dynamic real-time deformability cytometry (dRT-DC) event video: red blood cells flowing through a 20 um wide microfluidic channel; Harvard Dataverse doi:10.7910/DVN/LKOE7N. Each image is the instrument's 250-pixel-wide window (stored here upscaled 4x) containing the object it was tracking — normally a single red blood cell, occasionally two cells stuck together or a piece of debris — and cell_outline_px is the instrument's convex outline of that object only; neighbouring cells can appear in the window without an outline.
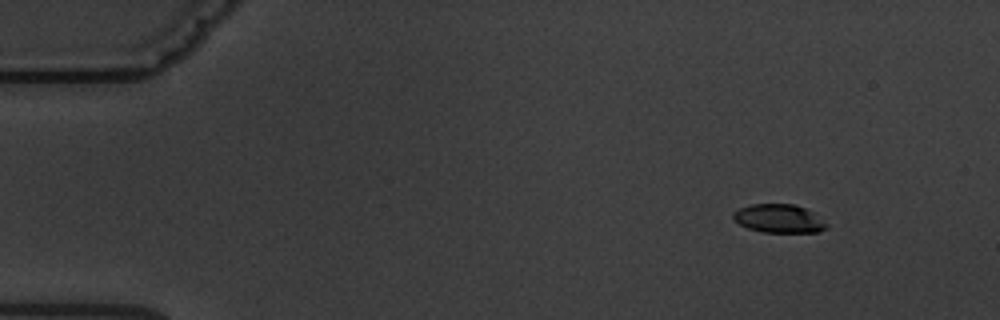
{"species": "common noctule bat (a hibernating species)", "species_latin": "Nyctalus noctula", "temperature_condition": "warm", "stored_images_in_passage": 4, "camera_frame_rate_fps": 3000, "um_per_image_px": 0.085, "animal": {"sex": "male", "body_mass_g": 19.5, "forearm_length_mm": 54.6}, "frame": {"image": 1, "passage_image": 1, "time_ms": 0.0, "image_size_px": [1000, 320], "cell_outline_px": [[828, 228], [820, 232], [764, 232], [748, 228], [740, 224], [732, 216], [732, 212], [748, 204], [796, 204], [812, 212], [828, 224]], "centroid_in_image_um": [66.22, 18.57], "position_along_channel_um": 18.8, "area_um2": 15.49}}
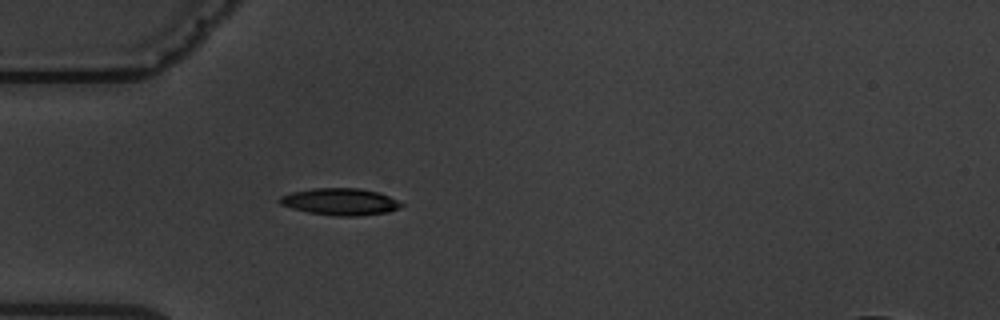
{"frame": {"image": 2, "passage_image": 4, "time_ms": 3.667, "image_size_px": [1000, 320], "cell_outline_px": [[404, 204], [400, 208], [388, 212], [360, 216], [336, 216], [308, 212], [292, 208], [280, 204], [276, 200], [280, 196], [292, 192], [312, 188], [360, 188], [380, 192]], "centroid_in_image_um": [28.91, 17.14], "position_along_channel_um": 56.1, "area_um2": 19.19}}